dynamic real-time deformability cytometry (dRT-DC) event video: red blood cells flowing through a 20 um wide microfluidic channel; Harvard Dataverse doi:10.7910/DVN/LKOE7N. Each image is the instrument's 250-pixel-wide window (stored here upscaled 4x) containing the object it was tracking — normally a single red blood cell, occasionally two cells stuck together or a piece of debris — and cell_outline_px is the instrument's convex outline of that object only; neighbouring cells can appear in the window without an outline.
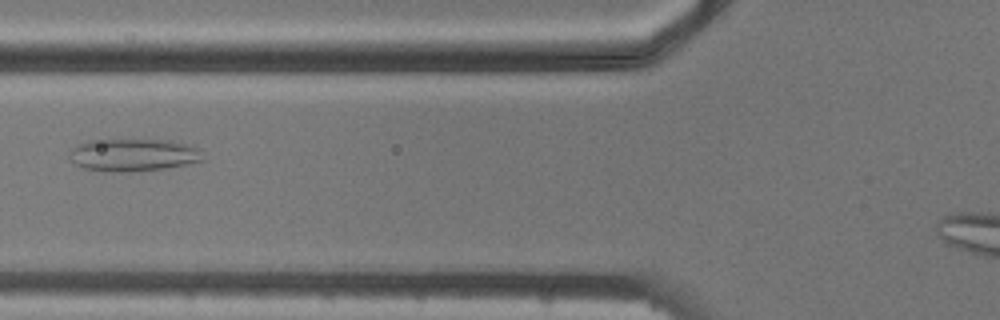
{"species": "common noctule bat (a hibernating species)", "species_latin": "Nyctalus noctula", "temperature_condition": "cold", "stored_images_in_passage": 6, "camera_frame_rate_fps": 3000, "um_per_image_px": 0.085, "animal": {"sex": "male", "body_mass_g": 20.5, "forearm_length_mm": 52.5}, "frame": {"image": 1, "passage_image": 6, "time_ms": 6.0, "image_size_px": [1000, 320], "cell_outline_px": [[204, 160], [164, 168], [132, 172], [112, 172], [84, 168], [76, 164], [68, 156], [72, 148], [76, 144], [88, 140], [172, 140], [188, 144], [196, 148]], "centroid_in_image_um": [11.27, 13.17], "position_along_channel_um": 114.5, "area_um2": 25.14}}